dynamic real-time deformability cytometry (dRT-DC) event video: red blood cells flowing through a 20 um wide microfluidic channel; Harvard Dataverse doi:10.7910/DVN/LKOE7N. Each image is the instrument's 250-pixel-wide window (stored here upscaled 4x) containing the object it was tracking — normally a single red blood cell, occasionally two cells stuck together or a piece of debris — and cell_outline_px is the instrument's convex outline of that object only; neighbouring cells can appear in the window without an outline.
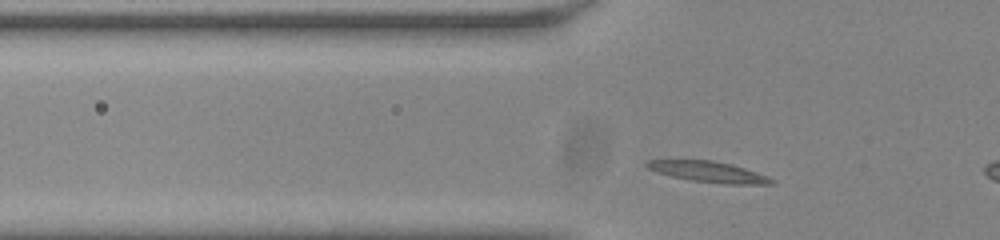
{"species": "common noctule bat (a hibernating species)", "species_latin": "Nyctalus noctula", "temperature_condition": "room temperature", "stored_images_in_passage": 13, "camera_frame_rate_fps": 3000, "um_per_image_px": 0.085, "animal": {"sex": "male", "body_mass_g": 20.0, "forearm_length_mm": 53.3}, "frame": {"image": 1, "passage_image": 10, "time_ms": 3.0, "image_size_px": [1000, 240], "cell_outline_px": [[776, 184], [724, 184], [692, 180], [672, 176], [656, 172], [648, 168], [644, 164], [648, 160], [712, 160], [732, 164], [768, 176], [776, 180]], "centroid_in_image_um": [60.26, 14.6], "position_along_channel_um": 65.5, "area_um2": 15.09}}